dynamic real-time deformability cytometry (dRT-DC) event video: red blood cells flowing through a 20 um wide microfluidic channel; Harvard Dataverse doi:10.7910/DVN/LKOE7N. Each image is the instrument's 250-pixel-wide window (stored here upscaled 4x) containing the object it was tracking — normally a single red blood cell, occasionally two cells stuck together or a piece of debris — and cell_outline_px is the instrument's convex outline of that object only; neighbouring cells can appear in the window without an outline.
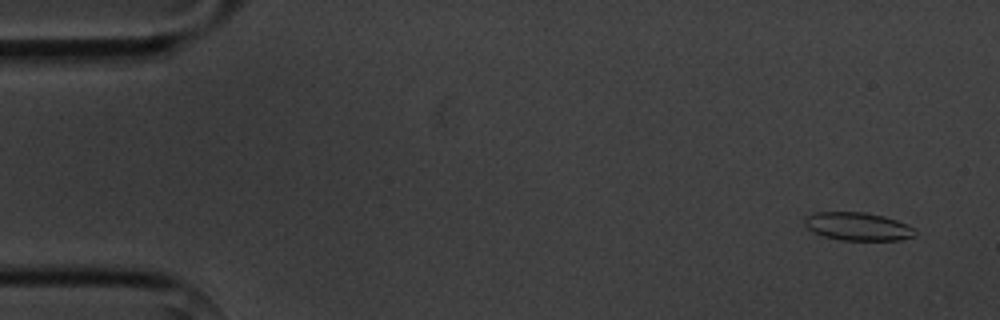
{"species": "common noctule bat (a hibernating species)", "species_latin": "Nyctalus noctula", "temperature_condition": "cold", "stored_images_in_passage": 5, "camera_frame_rate_fps": 3000, "um_per_image_px": 0.085, "animal": {"sex": "male", "body_mass_g": 20.1, "forearm_length_mm": 53.5}, "frame": {"image": 1, "passage_image": 1, "time_ms": 0.0, "image_size_px": [1000, 320], "cell_outline_px": [[916, 236], [900, 240], [840, 240], [824, 236], [808, 228], [804, 224], [804, 216], [816, 212], [864, 212], [884, 216], [896, 220], [916, 228]], "centroid_in_image_um": [72.94, 19.24], "position_along_channel_um": 12.1, "area_um2": 18.15}}